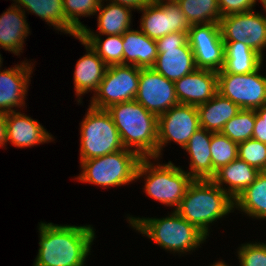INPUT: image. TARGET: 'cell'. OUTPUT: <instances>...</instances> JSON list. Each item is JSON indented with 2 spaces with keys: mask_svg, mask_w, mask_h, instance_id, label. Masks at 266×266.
<instances>
[{
  "mask_svg": "<svg viewBox=\"0 0 266 266\" xmlns=\"http://www.w3.org/2000/svg\"><path fill=\"white\" fill-rule=\"evenodd\" d=\"M38 224L39 249L33 266H86L96 238L92 225Z\"/></svg>",
  "mask_w": 266,
  "mask_h": 266,
  "instance_id": "1",
  "label": "cell"
},
{
  "mask_svg": "<svg viewBox=\"0 0 266 266\" xmlns=\"http://www.w3.org/2000/svg\"><path fill=\"white\" fill-rule=\"evenodd\" d=\"M161 218L133 217L127 214L129 226L148 237L160 248L170 253L190 254L202 247L208 238L195 225L181 217L175 210Z\"/></svg>",
  "mask_w": 266,
  "mask_h": 266,
  "instance_id": "2",
  "label": "cell"
},
{
  "mask_svg": "<svg viewBox=\"0 0 266 266\" xmlns=\"http://www.w3.org/2000/svg\"><path fill=\"white\" fill-rule=\"evenodd\" d=\"M119 131L125 149L141 158H157L158 117L136 100L125 101L106 109Z\"/></svg>",
  "mask_w": 266,
  "mask_h": 266,
  "instance_id": "3",
  "label": "cell"
},
{
  "mask_svg": "<svg viewBox=\"0 0 266 266\" xmlns=\"http://www.w3.org/2000/svg\"><path fill=\"white\" fill-rule=\"evenodd\" d=\"M175 211L209 237L211 225L234 212V200L211 179H193Z\"/></svg>",
  "mask_w": 266,
  "mask_h": 266,
  "instance_id": "4",
  "label": "cell"
},
{
  "mask_svg": "<svg viewBox=\"0 0 266 266\" xmlns=\"http://www.w3.org/2000/svg\"><path fill=\"white\" fill-rule=\"evenodd\" d=\"M153 162H152V161ZM157 162V163H154ZM144 178V193L155 201L176 210L193 178L173 162L160 163L159 158H142L136 171V181Z\"/></svg>",
  "mask_w": 266,
  "mask_h": 266,
  "instance_id": "5",
  "label": "cell"
},
{
  "mask_svg": "<svg viewBox=\"0 0 266 266\" xmlns=\"http://www.w3.org/2000/svg\"><path fill=\"white\" fill-rule=\"evenodd\" d=\"M142 158L134 151L122 149L101 157L81 161V173L75 178L108 189L136 182V171Z\"/></svg>",
  "mask_w": 266,
  "mask_h": 266,
  "instance_id": "6",
  "label": "cell"
},
{
  "mask_svg": "<svg viewBox=\"0 0 266 266\" xmlns=\"http://www.w3.org/2000/svg\"><path fill=\"white\" fill-rule=\"evenodd\" d=\"M80 125V162L124 149L119 131L107 110L88 105Z\"/></svg>",
  "mask_w": 266,
  "mask_h": 266,
  "instance_id": "7",
  "label": "cell"
},
{
  "mask_svg": "<svg viewBox=\"0 0 266 266\" xmlns=\"http://www.w3.org/2000/svg\"><path fill=\"white\" fill-rule=\"evenodd\" d=\"M141 68L134 65H110L97 91L90 97L89 106L106 110L110 106L135 100Z\"/></svg>",
  "mask_w": 266,
  "mask_h": 266,
  "instance_id": "8",
  "label": "cell"
},
{
  "mask_svg": "<svg viewBox=\"0 0 266 266\" xmlns=\"http://www.w3.org/2000/svg\"><path fill=\"white\" fill-rule=\"evenodd\" d=\"M155 41L158 55L152 68L157 73L175 82L196 69L187 32H172Z\"/></svg>",
  "mask_w": 266,
  "mask_h": 266,
  "instance_id": "9",
  "label": "cell"
},
{
  "mask_svg": "<svg viewBox=\"0 0 266 266\" xmlns=\"http://www.w3.org/2000/svg\"><path fill=\"white\" fill-rule=\"evenodd\" d=\"M263 65L248 74L217 73L218 93L241 109L260 108L266 104V75L260 72Z\"/></svg>",
  "mask_w": 266,
  "mask_h": 266,
  "instance_id": "10",
  "label": "cell"
},
{
  "mask_svg": "<svg viewBox=\"0 0 266 266\" xmlns=\"http://www.w3.org/2000/svg\"><path fill=\"white\" fill-rule=\"evenodd\" d=\"M255 10L245 13H234L221 17L219 27L223 42H241L261 55L265 61L266 18ZM264 59V60H263Z\"/></svg>",
  "mask_w": 266,
  "mask_h": 266,
  "instance_id": "11",
  "label": "cell"
},
{
  "mask_svg": "<svg viewBox=\"0 0 266 266\" xmlns=\"http://www.w3.org/2000/svg\"><path fill=\"white\" fill-rule=\"evenodd\" d=\"M199 128L198 111L194 105L179 103L158 116L157 158H162L163 148L168 143L175 142L184 148Z\"/></svg>",
  "mask_w": 266,
  "mask_h": 266,
  "instance_id": "12",
  "label": "cell"
},
{
  "mask_svg": "<svg viewBox=\"0 0 266 266\" xmlns=\"http://www.w3.org/2000/svg\"><path fill=\"white\" fill-rule=\"evenodd\" d=\"M197 69L219 72L224 66V42L219 23L192 24L187 32Z\"/></svg>",
  "mask_w": 266,
  "mask_h": 266,
  "instance_id": "13",
  "label": "cell"
},
{
  "mask_svg": "<svg viewBox=\"0 0 266 266\" xmlns=\"http://www.w3.org/2000/svg\"><path fill=\"white\" fill-rule=\"evenodd\" d=\"M140 30L157 40L172 32H188L191 24L177 3L154 0L140 10Z\"/></svg>",
  "mask_w": 266,
  "mask_h": 266,
  "instance_id": "14",
  "label": "cell"
},
{
  "mask_svg": "<svg viewBox=\"0 0 266 266\" xmlns=\"http://www.w3.org/2000/svg\"><path fill=\"white\" fill-rule=\"evenodd\" d=\"M135 100L157 117L179 104L174 82L153 68H141Z\"/></svg>",
  "mask_w": 266,
  "mask_h": 266,
  "instance_id": "15",
  "label": "cell"
},
{
  "mask_svg": "<svg viewBox=\"0 0 266 266\" xmlns=\"http://www.w3.org/2000/svg\"><path fill=\"white\" fill-rule=\"evenodd\" d=\"M24 60L20 64L7 69H0V112L9 113L23 110L26 105L34 63ZM31 62V63H30ZM30 82V83H29ZM15 107V108H14ZM23 107V108H22Z\"/></svg>",
  "mask_w": 266,
  "mask_h": 266,
  "instance_id": "16",
  "label": "cell"
},
{
  "mask_svg": "<svg viewBox=\"0 0 266 266\" xmlns=\"http://www.w3.org/2000/svg\"><path fill=\"white\" fill-rule=\"evenodd\" d=\"M180 104L198 106L218 93V74L212 70L195 69L174 82Z\"/></svg>",
  "mask_w": 266,
  "mask_h": 266,
  "instance_id": "17",
  "label": "cell"
},
{
  "mask_svg": "<svg viewBox=\"0 0 266 266\" xmlns=\"http://www.w3.org/2000/svg\"><path fill=\"white\" fill-rule=\"evenodd\" d=\"M7 143L14 147L27 148L53 142L55 139L38 120L21 110L6 113Z\"/></svg>",
  "mask_w": 266,
  "mask_h": 266,
  "instance_id": "18",
  "label": "cell"
},
{
  "mask_svg": "<svg viewBox=\"0 0 266 266\" xmlns=\"http://www.w3.org/2000/svg\"><path fill=\"white\" fill-rule=\"evenodd\" d=\"M75 39L79 40L86 49V53L77 60L73 73L74 92L79 105L83 102L82 95L97 91L108 66L87 42L83 41L79 36H76Z\"/></svg>",
  "mask_w": 266,
  "mask_h": 266,
  "instance_id": "19",
  "label": "cell"
},
{
  "mask_svg": "<svg viewBox=\"0 0 266 266\" xmlns=\"http://www.w3.org/2000/svg\"><path fill=\"white\" fill-rule=\"evenodd\" d=\"M107 2V0H101L99 9L95 13L98 21V31L94 32V30H90L86 25L79 32V35H123L127 30L132 28V11L135 10L126 5Z\"/></svg>",
  "mask_w": 266,
  "mask_h": 266,
  "instance_id": "20",
  "label": "cell"
},
{
  "mask_svg": "<svg viewBox=\"0 0 266 266\" xmlns=\"http://www.w3.org/2000/svg\"><path fill=\"white\" fill-rule=\"evenodd\" d=\"M26 18V13L14 4L0 15V48L16 56L23 53L24 39L31 32Z\"/></svg>",
  "mask_w": 266,
  "mask_h": 266,
  "instance_id": "21",
  "label": "cell"
},
{
  "mask_svg": "<svg viewBox=\"0 0 266 266\" xmlns=\"http://www.w3.org/2000/svg\"><path fill=\"white\" fill-rule=\"evenodd\" d=\"M260 172L257 168L237 158L217 170L211 180L235 200L256 180Z\"/></svg>",
  "mask_w": 266,
  "mask_h": 266,
  "instance_id": "22",
  "label": "cell"
},
{
  "mask_svg": "<svg viewBox=\"0 0 266 266\" xmlns=\"http://www.w3.org/2000/svg\"><path fill=\"white\" fill-rule=\"evenodd\" d=\"M123 64L140 68H152L158 51L156 41L140 29L127 30L123 35Z\"/></svg>",
  "mask_w": 266,
  "mask_h": 266,
  "instance_id": "23",
  "label": "cell"
},
{
  "mask_svg": "<svg viewBox=\"0 0 266 266\" xmlns=\"http://www.w3.org/2000/svg\"><path fill=\"white\" fill-rule=\"evenodd\" d=\"M211 138L212 132L204 128H199L183 148L190 157L189 170L186 172L193 179H211L213 177V163L210 149Z\"/></svg>",
  "mask_w": 266,
  "mask_h": 266,
  "instance_id": "24",
  "label": "cell"
},
{
  "mask_svg": "<svg viewBox=\"0 0 266 266\" xmlns=\"http://www.w3.org/2000/svg\"><path fill=\"white\" fill-rule=\"evenodd\" d=\"M196 108L200 127L212 133L221 132L224 125L241 111L238 105L219 93Z\"/></svg>",
  "mask_w": 266,
  "mask_h": 266,
  "instance_id": "25",
  "label": "cell"
},
{
  "mask_svg": "<svg viewBox=\"0 0 266 266\" xmlns=\"http://www.w3.org/2000/svg\"><path fill=\"white\" fill-rule=\"evenodd\" d=\"M224 66L217 73L248 74L261 66V55L241 42H224Z\"/></svg>",
  "mask_w": 266,
  "mask_h": 266,
  "instance_id": "26",
  "label": "cell"
},
{
  "mask_svg": "<svg viewBox=\"0 0 266 266\" xmlns=\"http://www.w3.org/2000/svg\"><path fill=\"white\" fill-rule=\"evenodd\" d=\"M236 209L249 218L266 220V171H261L256 180L234 200Z\"/></svg>",
  "mask_w": 266,
  "mask_h": 266,
  "instance_id": "27",
  "label": "cell"
},
{
  "mask_svg": "<svg viewBox=\"0 0 266 266\" xmlns=\"http://www.w3.org/2000/svg\"><path fill=\"white\" fill-rule=\"evenodd\" d=\"M25 13H32L65 34L63 0H12Z\"/></svg>",
  "mask_w": 266,
  "mask_h": 266,
  "instance_id": "28",
  "label": "cell"
},
{
  "mask_svg": "<svg viewBox=\"0 0 266 266\" xmlns=\"http://www.w3.org/2000/svg\"><path fill=\"white\" fill-rule=\"evenodd\" d=\"M100 2L101 0H63L65 34L74 38L78 36L85 27L79 18L94 16L99 9Z\"/></svg>",
  "mask_w": 266,
  "mask_h": 266,
  "instance_id": "29",
  "label": "cell"
},
{
  "mask_svg": "<svg viewBox=\"0 0 266 266\" xmlns=\"http://www.w3.org/2000/svg\"><path fill=\"white\" fill-rule=\"evenodd\" d=\"M98 54L107 66L123 64L122 35H78Z\"/></svg>",
  "mask_w": 266,
  "mask_h": 266,
  "instance_id": "30",
  "label": "cell"
},
{
  "mask_svg": "<svg viewBox=\"0 0 266 266\" xmlns=\"http://www.w3.org/2000/svg\"><path fill=\"white\" fill-rule=\"evenodd\" d=\"M177 4L191 25L219 23L221 19L218 0H181Z\"/></svg>",
  "mask_w": 266,
  "mask_h": 266,
  "instance_id": "31",
  "label": "cell"
},
{
  "mask_svg": "<svg viewBox=\"0 0 266 266\" xmlns=\"http://www.w3.org/2000/svg\"><path fill=\"white\" fill-rule=\"evenodd\" d=\"M256 110L241 109L223 127L221 133L236 143H241L252 138Z\"/></svg>",
  "mask_w": 266,
  "mask_h": 266,
  "instance_id": "32",
  "label": "cell"
},
{
  "mask_svg": "<svg viewBox=\"0 0 266 266\" xmlns=\"http://www.w3.org/2000/svg\"><path fill=\"white\" fill-rule=\"evenodd\" d=\"M211 158L213 163V176L221 167L238 158V143L232 141L221 132L212 133Z\"/></svg>",
  "mask_w": 266,
  "mask_h": 266,
  "instance_id": "33",
  "label": "cell"
},
{
  "mask_svg": "<svg viewBox=\"0 0 266 266\" xmlns=\"http://www.w3.org/2000/svg\"><path fill=\"white\" fill-rule=\"evenodd\" d=\"M238 158L259 171H266V143L253 138L238 143Z\"/></svg>",
  "mask_w": 266,
  "mask_h": 266,
  "instance_id": "34",
  "label": "cell"
},
{
  "mask_svg": "<svg viewBox=\"0 0 266 266\" xmlns=\"http://www.w3.org/2000/svg\"><path fill=\"white\" fill-rule=\"evenodd\" d=\"M236 253L239 266H266V241L240 244Z\"/></svg>",
  "mask_w": 266,
  "mask_h": 266,
  "instance_id": "35",
  "label": "cell"
},
{
  "mask_svg": "<svg viewBox=\"0 0 266 266\" xmlns=\"http://www.w3.org/2000/svg\"><path fill=\"white\" fill-rule=\"evenodd\" d=\"M259 0H218L221 17L234 14L249 12L256 6Z\"/></svg>",
  "mask_w": 266,
  "mask_h": 266,
  "instance_id": "36",
  "label": "cell"
},
{
  "mask_svg": "<svg viewBox=\"0 0 266 266\" xmlns=\"http://www.w3.org/2000/svg\"><path fill=\"white\" fill-rule=\"evenodd\" d=\"M107 1L115 4L126 5L138 11L147 4L151 3L153 0H107Z\"/></svg>",
  "mask_w": 266,
  "mask_h": 266,
  "instance_id": "37",
  "label": "cell"
},
{
  "mask_svg": "<svg viewBox=\"0 0 266 266\" xmlns=\"http://www.w3.org/2000/svg\"><path fill=\"white\" fill-rule=\"evenodd\" d=\"M252 138L266 143V123H255Z\"/></svg>",
  "mask_w": 266,
  "mask_h": 266,
  "instance_id": "38",
  "label": "cell"
},
{
  "mask_svg": "<svg viewBox=\"0 0 266 266\" xmlns=\"http://www.w3.org/2000/svg\"><path fill=\"white\" fill-rule=\"evenodd\" d=\"M6 113L0 112V147L7 149V132H6Z\"/></svg>",
  "mask_w": 266,
  "mask_h": 266,
  "instance_id": "39",
  "label": "cell"
},
{
  "mask_svg": "<svg viewBox=\"0 0 266 266\" xmlns=\"http://www.w3.org/2000/svg\"><path fill=\"white\" fill-rule=\"evenodd\" d=\"M255 123H266V104L256 109Z\"/></svg>",
  "mask_w": 266,
  "mask_h": 266,
  "instance_id": "40",
  "label": "cell"
},
{
  "mask_svg": "<svg viewBox=\"0 0 266 266\" xmlns=\"http://www.w3.org/2000/svg\"><path fill=\"white\" fill-rule=\"evenodd\" d=\"M210 266H231V265H227V263L224 262V261L221 259V261L218 260V261L213 262V265L211 264Z\"/></svg>",
  "mask_w": 266,
  "mask_h": 266,
  "instance_id": "41",
  "label": "cell"
},
{
  "mask_svg": "<svg viewBox=\"0 0 266 266\" xmlns=\"http://www.w3.org/2000/svg\"><path fill=\"white\" fill-rule=\"evenodd\" d=\"M261 5H262V8L264 10V12L266 13V0H259ZM264 17L266 18V14L264 15Z\"/></svg>",
  "mask_w": 266,
  "mask_h": 266,
  "instance_id": "42",
  "label": "cell"
},
{
  "mask_svg": "<svg viewBox=\"0 0 266 266\" xmlns=\"http://www.w3.org/2000/svg\"><path fill=\"white\" fill-rule=\"evenodd\" d=\"M160 1H166V2H171V3H178L181 0H160Z\"/></svg>",
  "mask_w": 266,
  "mask_h": 266,
  "instance_id": "43",
  "label": "cell"
},
{
  "mask_svg": "<svg viewBox=\"0 0 266 266\" xmlns=\"http://www.w3.org/2000/svg\"><path fill=\"white\" fill-rule=\"evenodd\" d=\"M3 58H2V56H1V54H0V69H2V67L1 66H3L2 65V63H3V60H2Z\"/></svg>",
  "mask_w": 266,
  "mask_h": 266,
  "instance_id": "44",
  "label": "cell"
}]
</instances>
